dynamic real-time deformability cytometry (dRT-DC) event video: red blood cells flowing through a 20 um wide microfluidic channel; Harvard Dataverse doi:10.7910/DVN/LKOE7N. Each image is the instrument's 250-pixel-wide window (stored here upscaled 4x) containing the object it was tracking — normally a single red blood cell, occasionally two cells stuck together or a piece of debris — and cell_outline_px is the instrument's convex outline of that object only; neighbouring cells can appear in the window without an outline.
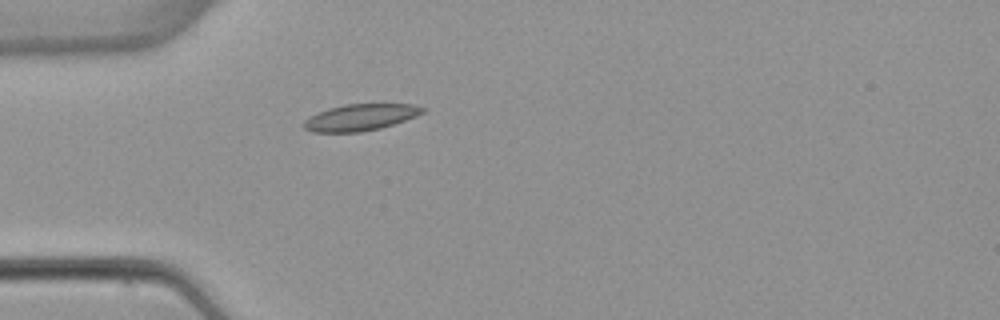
{"species": "common noctule bat (a hibernating species)", "species_latin": "Nyctalus noctula", "temperature_condition": "warm", "stored_images_in_passage": 2, "camera_frame_rate_fps": 3000, "um_per_image_px": 0.085, "animal": {"sex": "female", "body_mass_g": 22.7, "forearm_length_mm": 54.2}, "frame": {"image": 1, "passage_image": 2, "time_ms": 4.333, "image_size_px": [1000, 320], "cell_outline_px": [[424, 112], [416, 116], [380, 128], [360, 132], [312, 132], [304, 128], [304, 120], [308, 116], [328, 108], [344, 104], [412, 104], [424, 108]], "centroid_in_image_um": [30.58, 9.97], "position_along_channel_um": 54.4, "area_um2": 18.26}}